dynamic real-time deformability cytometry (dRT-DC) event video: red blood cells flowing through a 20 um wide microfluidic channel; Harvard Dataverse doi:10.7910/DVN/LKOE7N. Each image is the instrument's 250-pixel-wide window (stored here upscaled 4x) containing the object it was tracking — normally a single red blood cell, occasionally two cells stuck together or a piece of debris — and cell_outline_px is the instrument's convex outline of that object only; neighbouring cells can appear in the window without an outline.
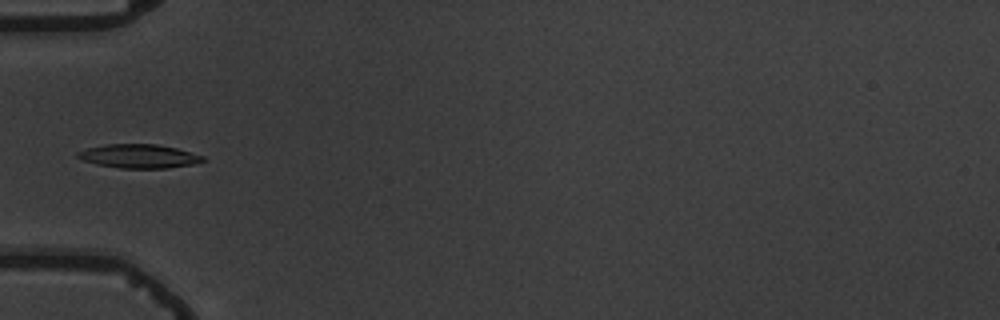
{"species": "common noctule bat (a hibernating species)", "species_latin": "Nyctalus noctula", "temperature_condition": "warm", "stored_images_in_passage": 6, "camera_frame_rate_fps": 3000, "um_per_image_px": 0.085, "animal": {"sex": "male", "body_mass_g": 19.5, "forearm_length_mm": 54.6}, "frame": {"image": 1, "passage_image": 6, "time_ms": 5.667, "image_size_px": [1000, 320], "cell_outline_px": [[208, 160], [192, 164], [168, 168], [120, 168], [96, 164], [84, 160], [76, 156], [76, 152], [88, 148], [108, 144], [156, 144], [176, 148], [204, 156]], "centroid_in_image_um": [11.83, 13.27], "position_along_channel_um": 73.2, "area_um2": 17.28}}